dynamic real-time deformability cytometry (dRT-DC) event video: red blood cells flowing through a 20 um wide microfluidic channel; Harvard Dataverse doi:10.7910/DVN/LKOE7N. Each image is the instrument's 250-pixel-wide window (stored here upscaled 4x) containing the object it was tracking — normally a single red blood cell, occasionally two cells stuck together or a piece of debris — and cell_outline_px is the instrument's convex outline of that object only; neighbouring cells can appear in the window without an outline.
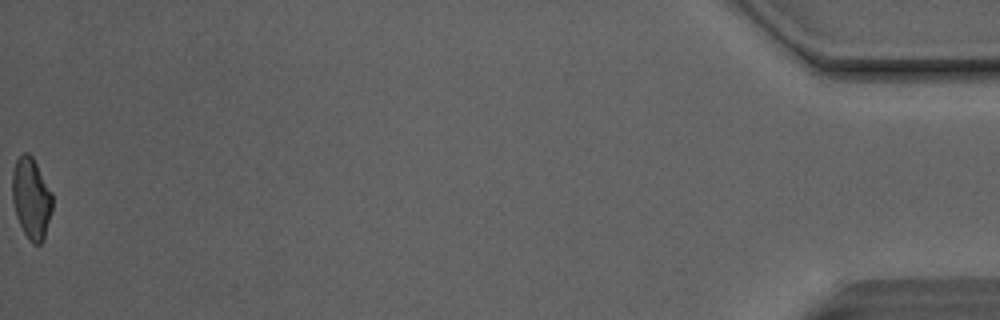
{"species": "Egyptian fruit bat (a non-hibernating species)", "species_latin": "Rousettus aegyptiacus", "temperature_condition": "room temperature", "stored_images_in_passage": 49, "camera_frame_rate_fps": 3000, "um_per_image_px": 0.085, "animal": {"sex": "male"}, "frame": {"image": 1, "passage_image": 49, "time_ms": 16.0, "image_size_px": [1000, 320], "cell_outline_px": [[52, 212], [44, 240], [40, 244], [32, 244], [24, 232], [16, 216], [12, 200], [12, 172], [16, 160], [24, 152], [28, 152], [32, 156], [52, 192]], "centroid_in_image_um": [2.66, 16.87], "position_along_channel_um": 432.5, "area_um2": 19.07}, "authors_computed_cell_mechanics": {"area_um2": 20.23, "velocity_mm_per_s": 4.1478, "shape_relaxation_time_tau1_ms": null, "shape_relaxation_time_tau2_ms": 1.7821, "deformation_change_tau1": null, "deformation_change_tau2": 0.0888}}